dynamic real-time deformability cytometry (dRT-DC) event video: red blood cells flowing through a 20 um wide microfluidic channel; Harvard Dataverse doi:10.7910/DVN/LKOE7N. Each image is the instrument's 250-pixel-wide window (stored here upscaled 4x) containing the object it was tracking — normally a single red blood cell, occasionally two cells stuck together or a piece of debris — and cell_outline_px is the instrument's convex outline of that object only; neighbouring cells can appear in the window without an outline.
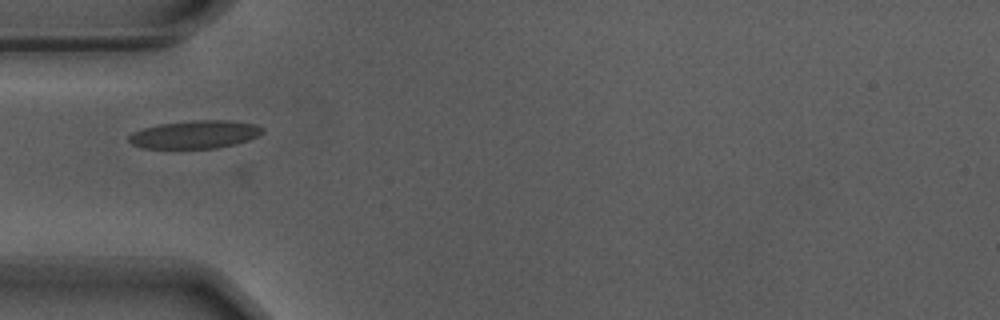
{"species": "Egyptian fruit bat (a non-hibernating species)", "species_latin": "Rousettus aegyptiacus", "temperature_condition": "warm", "stored_images_in_passage": 7, "camera_frame_rate_fps": 3000, "um_per_image_px": 0.085, "animal": {"sex": "male"}, "frame": {"image": 1, "passage_image": 1, "time_ms": 0.0, "image_size_px": [1000, 320], "cell_outline_px": [[264, 132], [248, 140], [236, 144], [216, 148], [144, 148], [132, 144], [128, 140], [128, 136], [132, 132], [144, 128], [160, 124], [192, 120], [224, 120], [256, 124], [264, 128]], "centroid_in_image_um": [16.58, 11.43], "position_along_channel_um": 68.4, "area_um2": 21.73}}
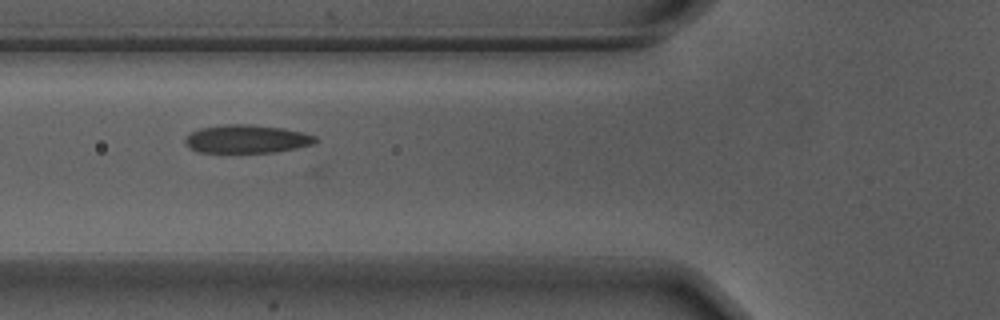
{"frame": {"image": 2, "passage_image": 4, "time_ms": 1.0, "image_size_px": [1000, 320], "cell_outline_px": [[320, 140], [312, 144], [296, 148], [276, 152], [196, 152], [184, 144], [184, 140], [192, 132], [200, 128], [224, 124], [248, 124], [284, 128], [304, 132], [316, 136]], "centroid_in_image_um": [20.99, 11.81], "position_along_channel_um": 104.8, "area_um2": 21.56}}